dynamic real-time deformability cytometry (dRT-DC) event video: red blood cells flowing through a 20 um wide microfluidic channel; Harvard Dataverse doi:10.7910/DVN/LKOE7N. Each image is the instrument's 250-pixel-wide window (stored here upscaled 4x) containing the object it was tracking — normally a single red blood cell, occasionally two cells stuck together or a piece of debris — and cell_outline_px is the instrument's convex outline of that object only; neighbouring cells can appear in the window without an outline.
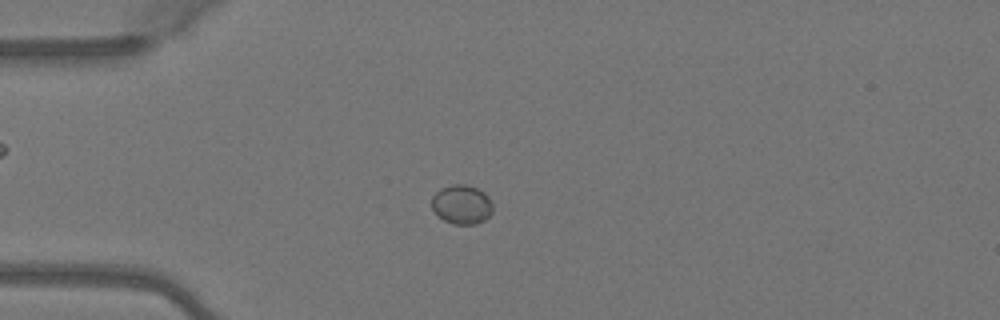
{"species": "Egyptian fruit bat (a non-hibernating species)", "species_latin": "Rousettus aegyptiacus", "temperature_condition": "warm", "stored_images_in_passage": 5, "camera_frame_rate_fps": 3000, "um_per_image_px": 0.085, "animal": {"sex": "female"}, "frame": {"image": 1, "passage_image": 4, "time_ms": 1.0, "image_size_px": [1000, 320], "cell_outline_px": [[492, 212], [484, 220], [476, 224], [452, 224], [444, 220], [432, 208], [432, 196], [440, 188], [452, 184], [464, 184], [476, 188], [484, 192], [488, 196], [492, 204]], "centroid_in_image_um": [39.25, 17.37], "position_along_channel_um": 45.8, "area_um2": 13.87}}
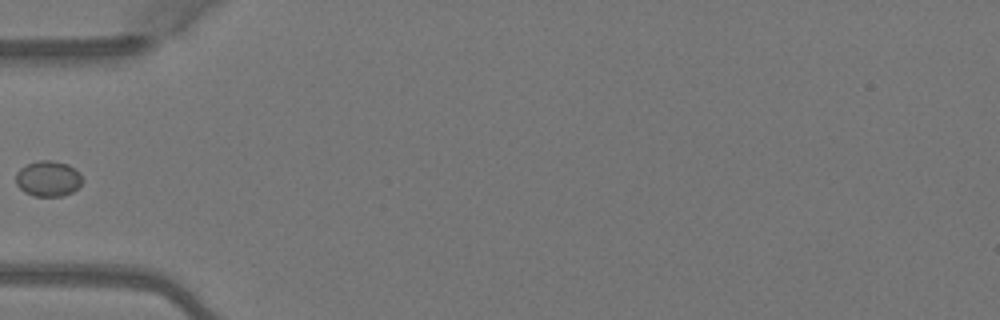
{"frame": {"image": 2, "passage_image": 5, "time_ms": 1.333, "image_size_px": [1000, 320], "cell_outline_px": [[84, 180], [72, 192], [60, 196], [32, 196], [24, 192], [16, 184], [16, 172], [20, 168], [28, 164], [40, 160], [52, 160], [68, 164], [80, 172]], "centroid_in_image_um": [4.1, 15.18], "position_along_channel_um": 80.9, "area_um2": 13.87}}